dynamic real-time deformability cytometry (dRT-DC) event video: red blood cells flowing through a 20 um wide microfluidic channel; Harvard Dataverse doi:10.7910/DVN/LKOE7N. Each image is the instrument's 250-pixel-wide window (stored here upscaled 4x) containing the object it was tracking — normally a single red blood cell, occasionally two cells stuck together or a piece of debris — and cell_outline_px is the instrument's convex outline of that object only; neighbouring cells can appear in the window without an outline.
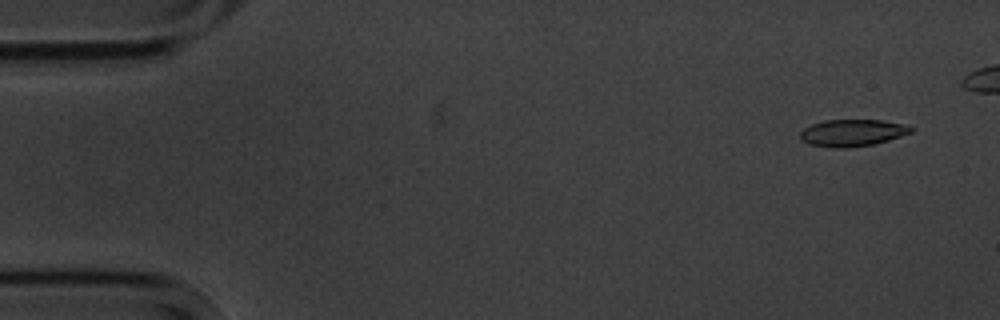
{"species": "common noctule bat (a hibernating species)", "species_latin": "Nyctalus noctula", "temperature_condition": "cold", "stored_images_in_passage": 5, "camera_frame_rate_fps": 3000, "um_per_image_px": 0.085, "animal": {"sex": "male", "body_mass_g": 20.1, "forearm_length_mm": 53.5}, "frame": {"image": 1, "passage_image": 1, "time_ms": 0.0, "image_size_px": [1000, 320], "cell_outline_px": [[912, 132], [888, 140], [872, 144], [848, 148], [828, 148], [808, 144], [800, 140], [800, 132], [804, 128], [812, 124], [824, 120], [880, 120], [908, 124], [912, 128]], "centroid_in_image_um": [72.41, 11.29], "position_along_channel_um": 12.6, "area_um2": 17.51}}